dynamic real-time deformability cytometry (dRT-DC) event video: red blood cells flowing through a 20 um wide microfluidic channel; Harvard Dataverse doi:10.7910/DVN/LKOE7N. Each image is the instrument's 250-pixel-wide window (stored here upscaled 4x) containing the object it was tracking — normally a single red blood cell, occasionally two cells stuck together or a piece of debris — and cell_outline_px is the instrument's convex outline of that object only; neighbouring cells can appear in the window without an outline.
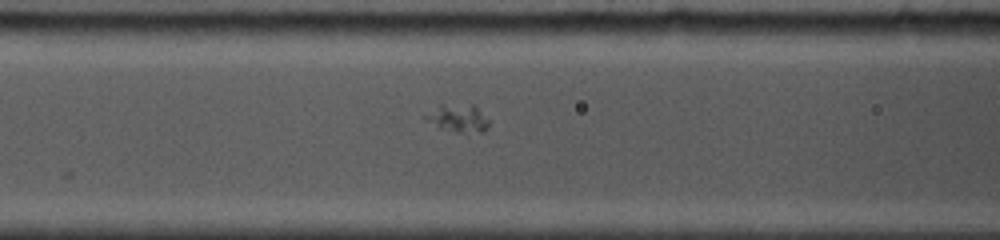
{"species": "common noctule bat (a hibernating species)", "species_latin": "Nyctalus noctula", "temperature_condition": "cold", "stored_images_in_passage": 10, "camera_frame_rate_fps": 5000, "um_per_image_px": 0.085, "animal": {"sex": "female", "body_mass_g": 19.0, "forearm_length_mm": 53.3}, "frame": {"image": 1, "passage_image": 4, "time_ms": 2.2, "image_size_px": [1000, 240], "cell_outline_px": [[488, 124], [484, 132], [456, 132], [436, 128], [424, 116], [440, 104], [472, 104], [488, 120]], "centroid_in_image_um": [38.91, 10.05], "position_along_channel_um": 127.7, "area_um2": 10.06}}
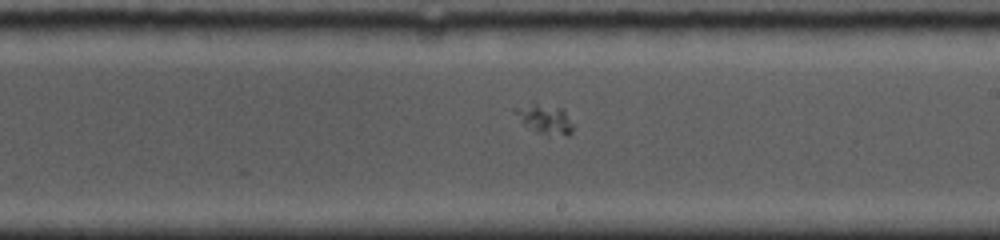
{"frame": {"image": 2, "passage_image": 8, "time_ms": 5.2, "image_size_px": [1000, 240], "cell_outline_px": [[572, 132], [568, 136], [564, 136], [536, 132], [524, 124], [512, 112], [512, 108], [532, 100], [560, 108], [564, 112], [572, 124]], "centroid_in_image_um": [46.22, 10.06], "position_along_channel_um": 242.8, "area_um2": 10.17}}
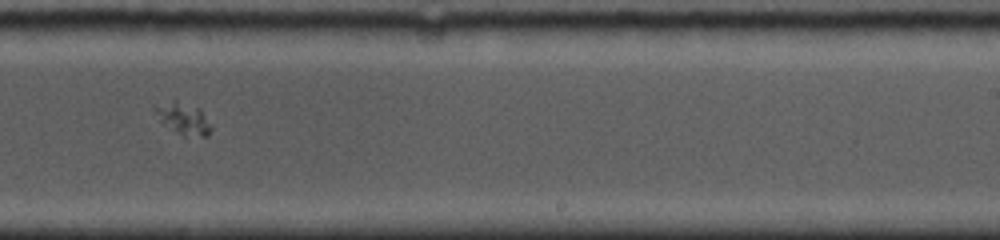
{"frame": {"image": 3, "passage_image": 9, "time_ms": 6.0, "image_size_px": [1000, 240], "cell_outline_px": [[212, 128], [208, 136], [200, 136], [176, 132], [160, 120], [152, 108], [152, 104], [172, 100], [176, 100], [200, 108], [212, 124]], "centroid_in_image_um": [15.57, 10.01], "position_along_channel_um": 273.4, "area_um2": 10.35}}